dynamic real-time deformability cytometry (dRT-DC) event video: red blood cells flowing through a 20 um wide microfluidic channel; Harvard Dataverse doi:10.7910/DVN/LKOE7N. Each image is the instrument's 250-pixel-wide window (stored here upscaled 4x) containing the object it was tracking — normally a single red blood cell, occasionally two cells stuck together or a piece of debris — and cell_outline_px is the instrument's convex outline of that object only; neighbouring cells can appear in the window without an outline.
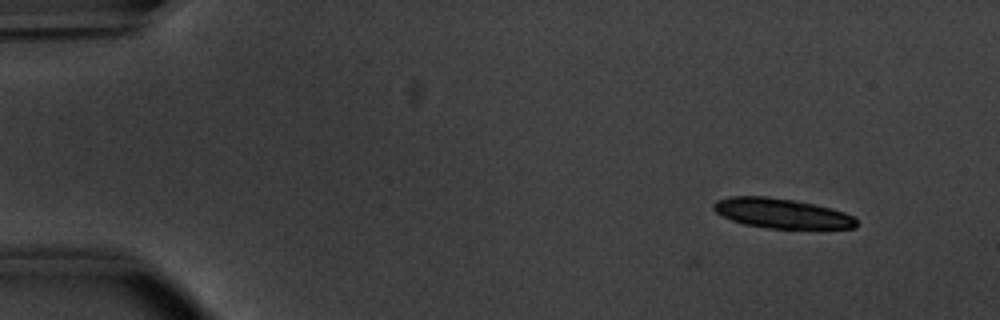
{"species": "common noctule bat (a hibernating species)", "species_latin": "Nyctalus noctula", "temperature_condition": "warm", "stored_images_in_passage": 6, "camera_frame_rate_fps": 3000, "um_per_image_px": 0.085, "animal": {"sex": "male", "body_mass_g": 20.1, "forearm_length_mm": 53.5}, "frame": {"image": 1, "passage_image": 6, "time_ms": 1.667, "image_size_px": [1000, 320], "cell_outline_px": [[856, 228], [768, 228], [744, 224], [732, 220], [716, 212], [712, 208], [712, 204], [716, 200], [732, 196], [768, 196], [792, 200], [812, 204], [844, 212], [852, 216], [856, 220]], "centroid_in_image_um": [66.39, 18.13], "position_along_channel_um": 18.6, "area_um2": 24.45}}